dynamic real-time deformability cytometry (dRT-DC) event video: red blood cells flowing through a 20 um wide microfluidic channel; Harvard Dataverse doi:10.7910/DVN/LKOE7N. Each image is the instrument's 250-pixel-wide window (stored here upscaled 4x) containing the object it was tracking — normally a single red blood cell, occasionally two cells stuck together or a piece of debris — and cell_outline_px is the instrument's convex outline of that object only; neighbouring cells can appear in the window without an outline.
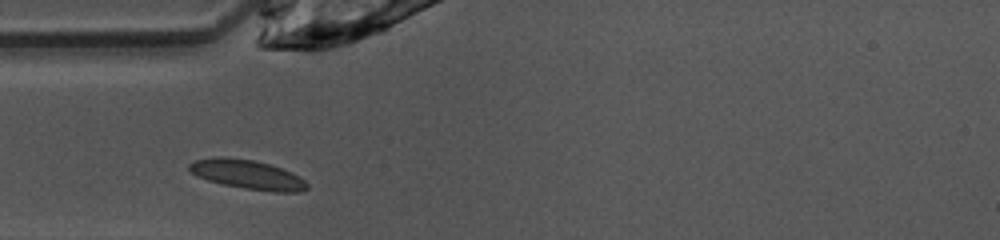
{"species": "common noctule bat (a hibernating species)", "species_latin": "Nyctalus noctula", "temperature_condition": "warm", "stored_images_in_passage": 26, "camera_frame_rate_fps": 3000, "um_per_image_px": 0.085, "animal": {"sex": "female", "body_mass_g": 10.0, "forearm_length_mm": 53.1}, "frame": {"image": 1, "passage_image": 1, "time_ms": 0.0, "image_size_px": [1000, 240], "cell_outline_px": [[308, 188], [300, 192], [272, 192], [244, 188], [224, 184], [208, 180], [192, 172], [188, 168], [188, 164], [196, 160], [216, 156], [228, 156], [252, 160], [268, 164], [292, 172], [304, 180], [308, 184]], "centroid_in_image_um": [21.05, 14.83], "position_along_channel_um": 63.9, "area_um2": 19.94}}
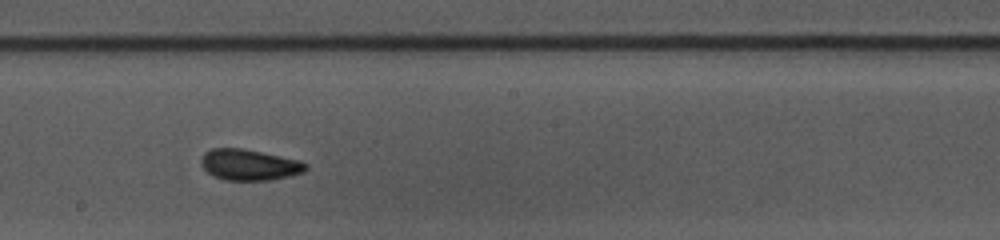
{"frame": {"image": 2, "passage_image": 13, "time_ms": 4.0, "image_size_px": [1000, 240], "cell_outline_px": [[308, 168], [304, 172], [272, 180], [224, 180], [212, 176], [204, 168], [200, 160], [204, 152], [212, 148], [244, 148], [300, 160], [308, 164]], "centroid_in_image_um": [21.2, 14.0], "position_along_channel_um": 227.0, "area_um2": 19.07}}
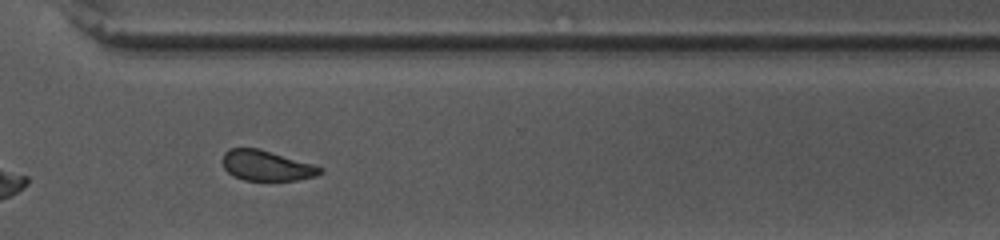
{"frame": {"image": 3, "passage_image": 22, "time_ms": 7.0, "image_size_px": [1000, 240], "cell_outline_px": [[324, 172], [316, 176], [296, 180], [244, 180], [232, 176], [224, 168], [220, 160], [224, 152], [228, 148], [260, 148], [312, 164], [324, 168]], "centroid_in_image_um": [22.62, 14.07], "position_along_channel_um": 348.0, "area_um2": 17.46}, "authors_computed_cell_mechanics": {"area_um2": 18.4671, "velocity_mm_per_s": 4.0443, "shape_relaxation_time_tau1_ms": 2.1472, "shape_relaxation_time_tau2_ms": 1.8939, "deformation_change_tau1": 0.1017, "deformation_change_tau2": 0.0783}}